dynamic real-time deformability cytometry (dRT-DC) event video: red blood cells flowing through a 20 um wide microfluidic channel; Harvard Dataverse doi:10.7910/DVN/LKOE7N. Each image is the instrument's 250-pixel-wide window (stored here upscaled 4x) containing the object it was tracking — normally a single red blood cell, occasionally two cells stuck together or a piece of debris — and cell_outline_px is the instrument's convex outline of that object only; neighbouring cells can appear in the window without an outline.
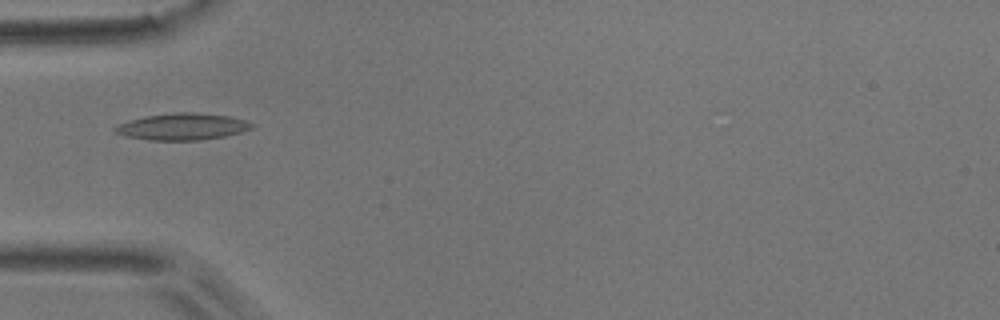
{"species": "common noctule bat (a hibernating species)", "species_latin": "Nyctalus noctula", "temperature_condition": "room temperature", "stored_images_in_passage": 5, "camera_frame_rate_fps": 3000, "um_per_image_px": 0.085, "animal": {"sex": "male", "body_mass_g": 17.9}, "frame": {"image": 1, "passage_image": 1, "time_ms": 0.0, "image_size_px": [1000, 320], "cell_outline_px": [[256, 128], [224, 136], [196, 140], [152, 140], [124, 136], [112, 132], [112, 128], [128, 120], [148, 116], [176, 112], [196, 112], [228, 116], [244, 120], [256, 124]], "centroid_in_image_um": [15.51, 10.76], "position_along_channel_um": 69.5, "area_um2": 21.27}}
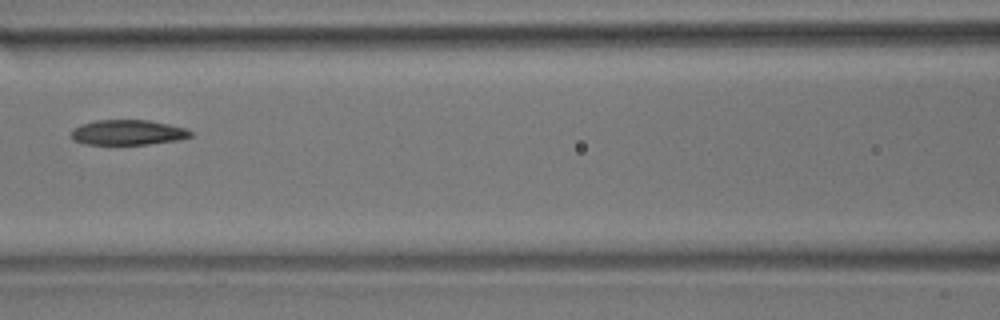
{"frame": {"image": 2, "passage_image": 3, "time_ms": 2.333, "image_size_px": [1000, 320], "cell_outline_px": [[192, 136], [180, 140], [148, 144], [84, 144], [72, 140], [72, 128], [80, 124], [96, 120], [148, 120], [168, 124], [184, 128], [192, 132]], "centroid_in_image_um": [10.84, 11.26], "position_along_channel_um": 155.8, "area_um2": 17.51}}
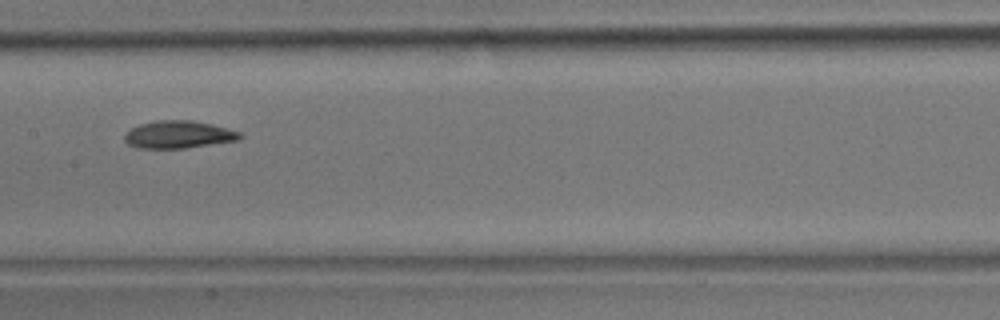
{"frame": {"image": 3, "passage_image": 4, "time_ms": 3.333, "image_size_px": [1000, 320], "cell_outline_px": [[244, 136], [240, 140], [184, 148], [136, 148], [128, 144], [124, 140], [124, 136], [132, 128], [140, 124], [156, 120], [192, 120], [212, 124], [240, 132]], "centroid_in_image_um": [15.19, 11.44], "position_along_channel_um": 192.2, "area_um2": 18.5}}